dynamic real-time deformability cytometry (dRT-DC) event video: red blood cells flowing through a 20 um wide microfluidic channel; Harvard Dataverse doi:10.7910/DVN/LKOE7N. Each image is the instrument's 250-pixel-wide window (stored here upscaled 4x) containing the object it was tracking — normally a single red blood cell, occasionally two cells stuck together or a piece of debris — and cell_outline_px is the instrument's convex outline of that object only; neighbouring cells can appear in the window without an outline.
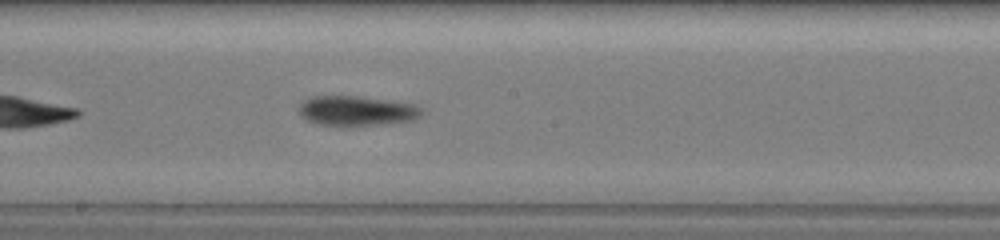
{"species": "common noctule bat (a hibernating species)", "species_latin": "Nyctalus noctula", "temperature_condition": "warm", "stored_images_in_passage": 30, "camera_frame_rate_fps": 3000, "um_per_image_px": 0.085, "animal": {"sex": "female", "body_mass_g": 19.5, "forearm_length_mm": 54.1}, "frame": {"image": 1, "passage_image": 9, "time_ms": 4.333, "image_size_px": [1000, 240], "cell_outline_px": [[424, 108], [420, 116], [408, 120], [348, 128], [320, 124], [308, 120], [300, 116], [300, 104], [304, 100], [312, 96], [360, 96], [388, 100], [412, 104]], "centroid_in_image_um": [30.27, 9.43], "position_along_channel_um": 217.9, "area_um2": 21.5}}
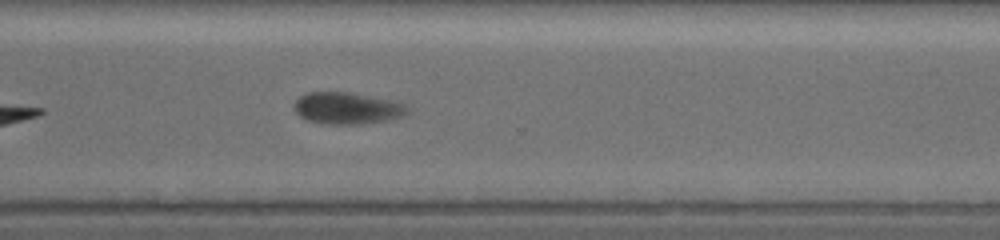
{"frame": {"image": 2, "passage_image": 18, "time_ms": 7.667, "image_size_px": [1000, 240], "cell_outline_px": [[408, 112], [400, 116], [388, 120], [356, 124], [328, 124], [304, 120], [296, 112], [296, 100], [300, 96], [308, 92], [352, 92], [388, 100], [404, 104], [408, 108]], "centroid_in_image_um": [29.47, 9.2], "position_along_channel_um": 341.1, "area_um2": 20.63}, "authors_computed_cell_mechanics": {"area_um2": 20.7213, "velocity_mm_per_s": 3.7044, "shape_relaxation_time_tau1_ms": null, "shape_relaxation_time_tau2_ms": 1.9093, "deformation_change_tau1": null, "deformation_change_tau2": 0.0719}}